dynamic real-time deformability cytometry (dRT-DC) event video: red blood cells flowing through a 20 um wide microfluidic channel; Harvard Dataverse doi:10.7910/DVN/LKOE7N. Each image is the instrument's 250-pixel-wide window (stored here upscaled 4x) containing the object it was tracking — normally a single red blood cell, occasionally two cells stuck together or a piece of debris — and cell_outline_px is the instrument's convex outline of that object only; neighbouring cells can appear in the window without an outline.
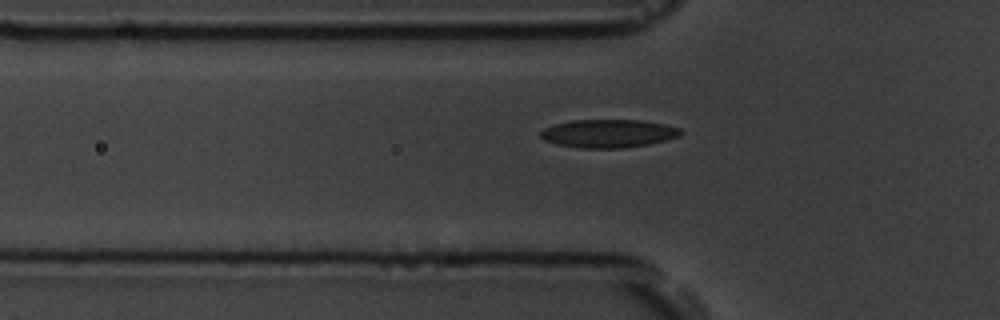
{"species": "common noctule bat (a hibernating species)", "species_latin": "Nyctalus noctula", "temperature_condition": "room temperature", "stored_images_in_passage": 13, "camera_frame_rate_fps": 3000, "um_per_image_px": 0.085, "animal": {"sex": "male", "body_mass_g": 19.5, "forearm_length_mm": 54.6}, "frame": {"image": 1, "passage_image": 3, "time_ms": 3.333, "image_size_px": [1000, 320], "cell_outline_px": [[684, 132], [680, 136], [648, 144], [620, 148], [580, 148], [556, 144], [544, 140], [540, 136], [540, 132], [544, 128], [556, 124], [572, 120], [640, 120], [664, 124], [680, 128]], "centroid_in_image_um": [51.71, 11.34], "position_along_channel_um": 74.1, "area_um2": 22.95}}
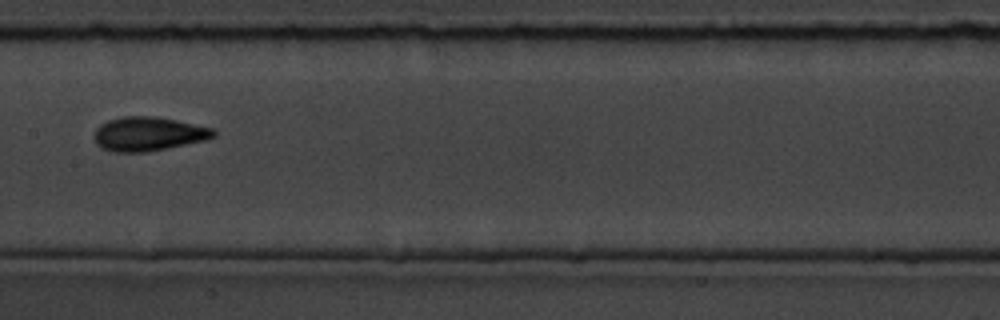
{"frame": {"image": 2, "passage_image": 6, "time_ms": 6.667, "image_size_px": [1000, 320], "cell_outline_px": [[216, 136], [208, 140], [144, 152], [112, 152], [96, 144], [96, 128], [100, 124], [108, 120], [120, 116], [152, 116], [176, 120], [212, 128], [216, 132]], "centroid_in_image_um": [12.63, 11.37], "position_along_channel_um": 194.8, "area_um2": 23.52}}
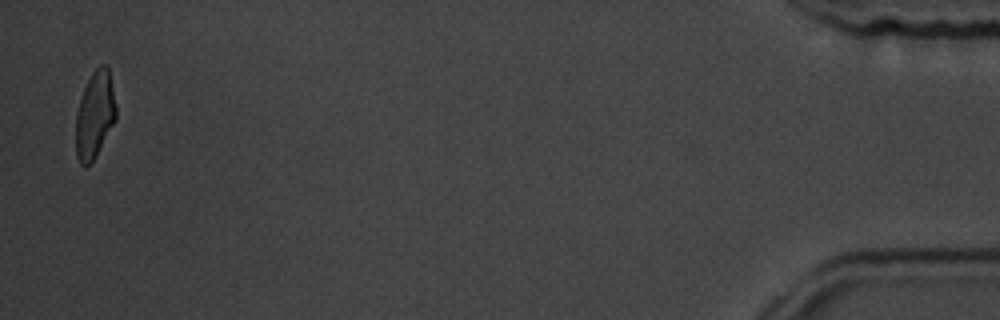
{"frame": {"image": 3, "passage_image": 13, "time_ms": 15.667, "image_size_px": [1000, 320], "cell_outline_px": [[116, 120], [96, 156], [88, 164], [80, 164], [76, 156], [76, 112], [84, 88], [92, 72], [100, 64], [108, 64], [116, 104]], "centroid_in_image_um": [8.07, 9.73], "position_along_channel_um": 427.1, "area_um2": 20.4}, "authors_computed_cell_mechanics": {"area_um2": 22.0796, "velocity_mm_per_s": 3.6094, "shape_relaxation_time_tau1_ms": null, "shape_relaxation_time_tau2_ms": 2.2259, "deformation_change_tau1": null, "deformation_change_tau2": 0.0839}}